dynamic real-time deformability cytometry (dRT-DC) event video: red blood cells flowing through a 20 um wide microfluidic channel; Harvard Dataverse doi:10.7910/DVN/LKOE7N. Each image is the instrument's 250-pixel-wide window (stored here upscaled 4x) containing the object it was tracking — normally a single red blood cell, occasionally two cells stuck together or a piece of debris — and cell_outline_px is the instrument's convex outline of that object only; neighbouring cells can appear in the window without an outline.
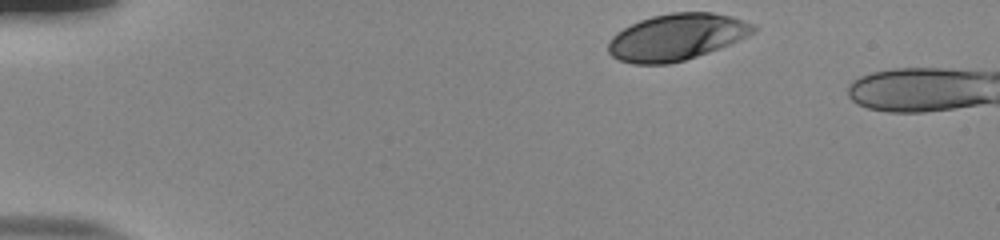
{"species": "human", "species_latin": "Homo sapiens", "temperature_condition": "room temperature", "stored_images_in_passage": 39, "camera_frame_rate_fps": 3000, "um_per_image_px": 0.085, "donor": {"sex": "male"}, "frame": {"image": 1, "passage_image": 1, "time_ms": 0.0, "image_size_px": [1000, 240], "cell_outline_px": [[756, 32], [748, 36], [720, 48], [684, 60], [668, 64], [632, 64], [620, 60], [612, 56], [608, 52], [608, 40], [616, 32], [640, 20], [652, 16], [672, 12], [712, 12], [732, 16], [756, 24]], "centroid_in_image_um": [57.52, 3.14], "position_along_channel_um": 27.5, "area_um2": 39.48}}
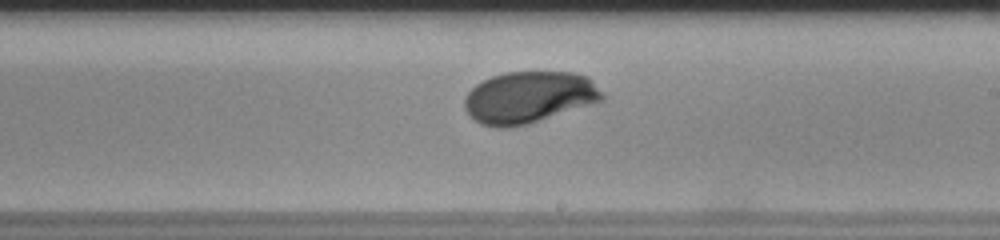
{"frame": {"image": 2, "passage_image": 25, "time_ms": 8.0, "image_size_px": [1000, 240], "cell_outline_px": [[604, 100], [528, 124], [512, 128], [496, 128], [480, 124], [464, 108], [464, 96], [476, 84], [492, 76], [508, 72], [572, 72], [588, 76], [604, 92]], "centroid_in_image_um": [44.97, 8.27], "position_along_channel_um": 244.0, "area_um2": 41.67}}
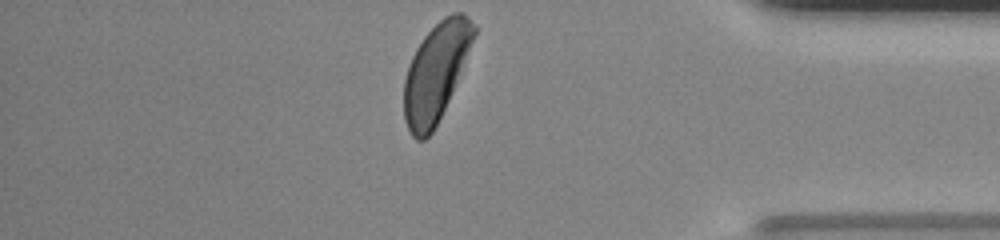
{"frame": {"image": 3, "passage_image": 39, "time_ms": 12.667, "image_size_px": [1000, 240], "cell_outline_px": [[476, 32], [448, 100], [432, 132], [424, 140], [416, 140], [412, 136], [404, 120], [404, 80], [408, 64], [416, 48], [424, 36], [444, 16], [452, 12], [464, 12], [476, 28]], "centroid_in_image_um": [37.01, 6.13], "position_along_channel_um": 398.2, "area_um2": 39.02}, "authors_computed_cell_mechanics": {"area_um2": 40.4022, "velocity_mm_per_s": 3.8041, "shape_relaxation_time_tau1_ms": 2.9592, "shape_relaxation_time_tau2_ms": null, "deformation_change_tau1": 0.1612, "deformation_change_tau2": null}}